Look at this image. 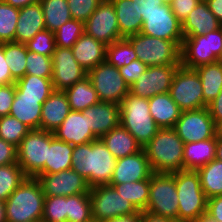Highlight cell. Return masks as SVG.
I'll return each mask as SVG.
<instances>
[{
	"mask_svg": "<svg viewBox=\"0 0 222 222\" xmlns=\"http://www.w3.org/2000/svg\"><path fill=\"white\" fill-rule=\"evenodd\" d=\"M169 93L182 111L204 108L202 83L195 69L180 64L174 73Z\"/></svg>",
	"mask_w": 222,
	"mask_h": 222,
	"instance_id": "30bf717a",
	"label": "cell"
},
{
	"mask_svg": "<svg viewBox=\"0 0 222 222\" xmlns=\"http://www.w3.org/2000/svg\"><path fill=\"white\" fill-rule=\"evenodd\" d=\"M207 108L215 124L222 120V90L218 96L207 105Z\"/></svg>",
	"mask_w": 222,
	"mask_h": 222,
	"instance_id": "6f0895ef",
	"label": "cell"
},
{
	"mask_svg": "<svg viewBox=\"0 0 222 222\" xmlns=\"http://www.w3.org/2000/svg\"><path fill=\"white\" fill-rule=\"evenodd\" d=\"M222 61V25L200 36L184 37L180 49V64L186 68Z\"/></svg>",
	"mask_w": 222,
	"mask_h": 222,
	"instance_id": "5b68a950",
	"label": "cell"
},
{
	"mask_svg": "<svg viewBox=\"0 0 222 222\" xmlns=\"http://www.w3.org/2000/svg\"><path fill=\"white\" fill-rule=\"evenodd\" d=\"M52 57L27 50L26 72L42 78H52Z\"/></svg>",
	"mask_w": 222,
	"mask_h": 222,
	"instance_id": "bcb514c9",
	"label": "cell"
},
{
	"mask_svg": "<svg viewBox=\"0 0 222 222\" xmlns=\"http://www.w3.org/2000/svg\"><path fill=\"white\" fill-rule=\"evenodd\" d=\"M102 1L103 0H67L72 18L83 21L84 23Z\"/></svg>",
	"mask_w": 222,
	"mask_h": 222,
	"instance_id": "c3c4849f",
	"label": "cell"
},
{
	"mask_svg": "<svg viewBox=\"0 0 222 222\" xmlns=\"http://www.w3.org/2000/svg\"><path fill=\"white\" fill-rule=\"evenodd\" d=\"M147 65L140 60H133L130 64L119 69L124 81L130 86L139 79L142 73L147 69Z\"/></svg>",
	"mask_w": 222,
	"mask_h": 222,
	"instance_id": "681fc988",
	"label": "cell"
},
{
	"mask_svg": "<svg viewBox=\"0 0 222 222\" xmlns=\"http://www.w3.org/2000/svg\"><path fill=\"white\" fill-rule=\"evenodd\" d=\"M54 91L52 78L25 74L15 82L17 97L48 98Z\"/></svg>",
	"mask_w": 222,
	"mask_h": 222,
	"instance_id": "836d02e7",
	"label": "cell"
},
{
	"mask_svg": "<svg viewBox=\"0 0 222 222\" xmlns=\"http://www.w3.org/2000/svg\"><path fill=\"white\" fill-rule=\"evenodd\" d=\"M93 134L99 139L120 124V106L113 102L99 101L82 111Z\"/></svg>",
	"mask_w": 222,
	"mask_h": 222,
	"instance_id": "44dd1931",
	"label": "cell"
},
{
	"mask_svg": "<svg viewBox=\"0 0 222 222\" xmlns=\"http://www.w3.org/2000/svg\"><path fill=\"white\" fill-rule=\"evenodd\" d=\"M216 138L185 143L183 170H197L215 159Z\"/></svg>",
	"mask_w": 222,
	"mask_h": 222,
	"instance_id": "f546056e",
	"label": "cell"
},
{
	"mask_svg": "<svg viewBox=\"0 0 222 222\" xmlns=\"http://www.w3.org/2000/svg\"><path fill=\"white\" fill-rule=\"evenodd\" d=\"M47 98L17 97L15 95L10 115L31 130L40 129L42 104Z\"/></svg>",
	"mask_w": 222,
	"mask_h": 222,
	"instance_id": "f1b7e54d",
	"label": "cell"
},
{
	"mask_svg": "<svg viewBox=\"0 0 222 222\" xmlns=\"http://www.w3.org/2000/svg\"><path fill=\"white\" fill-rule=\"evenodd\" d=\"M93 222H104L112 218L137 213L138 210L113 186L98 185L89 189Z\"/></svg>",
	"mask_w": 222,
	"mask_h": 222,
	"instance_id": "8fae6325",
	"label": "cell"
},
{
	"mask_svg": "<svg viewBox=\"0 0 222 222\" xmlns=\"http://www.w3.org/2000/svg\"><path fill=\"white\" fill-rule=\"evenodd\" d=\"M71 156L72 169L86 179L90 188L110 184L117 159L100 138L75 145Z\"/></svg>",
	"mask_w": 222,
	"mask_h": 222,
	"instance_id": "6da1fadb",
	"label": "cell"
},
{
	"mask_svg": "<svg viewBox=\"0 0 222 222\" xmlns=\"http://www.w3.org/2000/svg\"><path fill=\"white\" fill-rule=\"evenodd\" d=\"M195 70L202 83L205 108L222 90V61L202 65Z\"/></svg>",
	"mask_w": 222,
	"mask_h": 222,
	"instance_id": "4dcf8cb0",
	"label": "cell"
},
{
	"mask_svg": "<svg viewBox=\"0 0 222 222\" xmlns=\"http://www.w3.org/2000/svg\"><path fill=\"white\" fill-rule=\"evenodd\" d=\"M42 222H67V197H45Z\"/></svg>",
	"mask_w": 222,
	"mask_h": 222,
	"instance_id": "f6af8a7d",
	"label": "cell"
},
{
	"mask_svg": "<svg viewBox=\"0 0 222 222\" xmlns=\"http://www.w3.org/2000/svg\"><path fill=\"white\" fill-rule=\"evenodd\" d=\"M70 111V104L64 91L54 90L42 104L40 130L53 132Z\"/></svg>",
	"mask_w": 222,
	"mask_h": 222,
	"instance_id": "7402d4cb",
	"label": "cell"
},
{
	"mask_svg": "<svg viewBox=\"0 0 222 222\" xmlns=\"http://www.w3.org/2000/svg\"><path fill=\"white\" fill-rule=\"evenodd\" d=\"M5 3L13 6L14 8L22 9L27 5L34 4L39 2L40 0H3Z\"/></svg>",
	"mask_w": 222,
	"mask_h": 222,
	"instance_id": "6125c7cd",
	"label": "cell"
},
{
	"mask_svg": "<svg viewBox=\"0 0 222 222\" xmlns=\"http://www.w3.org/2000/svg\"><path fill=\"white\" fill-rule=\"evenodd\" d=\"M115 8L120 35L127 38L140 33L143 21L137 16L132 0H110Z\"/></svg>",
	"mask_w": 222,
	"mask_h": 222,
	"instance_id": "1f68e13d",
	"label": "cell"
},
{
	"mask_svg": "<svg viewBox=\"0 0 222 222\" xmlns=\"http://www.w3.org/2000/svg\"><path fill=\"white\" fill-rule=\"evenodd\" d=\"M104 222H141V211L129 215H122Z\"/></svg>",
	"mask_w": 222,
	"mask_h": 222,
	"instance_id": "91938a15",
	"label": "cell"
},
{
	"mask_svg": "<svg viewBox=\"0 0 222 222\" xmlns=\"http://www.w3.org/2000/svg\"><path fill=\"white\" fill-rule=\"evenodd\" d=\"M140 33L156 38L175 41L180 47L184 39L182 23L171 10L170 5H158V9L142 17Z\"/></svg>",
	"mask_w": 222,
	"mask_h": 222,
	"instance_id": "4fadbf2b",
	"label": "cell"
},
{
	"mask_svg": "<svg viewBox=\"0 0 222 222\" xmlns=\"http://www.w3.org/2000/svg\"><path fill=\"white\" fill-rule=\"evenodd\" d=\"M17 163V147L0 138V165Z\"/></svg>",
	"mask_w": 222,
	"mask_h": 222,
	"instance_id": "f5cc1de1",
	"label": "cell"
},
{
	"mask_svg": "<svg viewBox=\"0 0 222 222\" xmlns=\"http://www.w3.org/2000/svg\"><path fill=\"white\" fill-rule=\"evenodd\" d=\"M143 149L153 173L183 170L184 142L174 128H160Z\"/></svg>",
	"mask_w": 222,
	"mask_h": 222,
	"instance_id": "7a4b0ae2",
	"label": "cell"
},
{
	"mask_svg": "<svg viewBox=\"0 0 222 222\" xmlns=\"http://www.w3.org/2000/svg\"><path fill=\"white\" fill-rule=\"evenodd\" d=\"M100 139L116 159L135 154L143 149L135 137L121 124Z\"/></svg>",
	"mask_w": 222,
	"mask_h": 222,
	"instance_id": "4316f807",
	"label": "cell"
},
{
	"mask_svg": "<svg viewBox=\"0 0 222 222\" xmlns=\"http://www.w3.org/2000/svg\"><path fill=\"white\" fill-rule=\"evenodd\" d=\"M36 178L42 186L45 197L89 194L90 187L86 179L73 169L54 174H40Z\"/></svg>",
	"mask_w": 222,
	"mask_h": 222,
	"instance_id": "ac0fdd59",
	"label": "cell"
},
{
	"mask_svg": "<svg viewBox=\"0 0 222 222\" xmlns=\"http://www.w3.org/2000/svg\"><path fill=\"white\" fill-rule=\"evenodd\" d=\"M192 222H218L215 220L208 212L201 213L195 220Z\"/></svg>",
	"mask_w": 222,
	"mask_h": 222,
	"instance_id": "be15d7a7",
	"label": "cell"
},
{
	"mask_svg": "<svg viewBox=\"0 0 222 222\" xmlns=\"http://www.w3.org/2000/svg\"><path fill=\"white\" fill-rule=\"evenodd\" d=\"M54 90L64 91L87 77V71L76 61L71 48L56 46L52 55Z\"/></svg>",
	"mask_w": 222,
	"mask_h": 222,
	"instance_id": "e0dca14e",
	"label": "cell"
},
{
	"mask_svg": "<svg viewBox=\"0 0 222 222\" xmlns=\"http://www.w3.org/2000/svg\"><path fill=\"white\" fill-rule=\"evenodd\" d=\"M15 42L26 44L38 32L45 30L43 9L40 1L19 9Z\"/></svg>",
	"mask_w": 222,
	"mask_h": 222,
	"instance_id": "603a6c76",
	"label": "cell"
},
{
	"mask_svg": "<svg viewBox=\"0 0 222 222\" xmlns=\"http://www.w3.org/2000/svg\"><path fill=\"white\" fill-rule=\"evenodd\" d=\"M179 197L175 172L153 173L150 176V194L146 212L178 222Z\"/></svg>",
	"mask_w": 222,
	"mask_h": 222,
	"instance_id": "ba28073f",
	"label": "cell"
},
{
	"mask_svg": "<svg viewBox=\"0 0 222 222\" xmlns=\"http://www.w3.org/2000/svg\"><path fill=\"white\" fill-rule=\"evenodd\" d=\"M135 4L137 17L142 20L148 14L158 9V5H162V0H132Z\"/></svg>",
	"mask_w": 222,
	"mask_h": 222,
	"instance_id": "db71d44e",
	"label": "cell"
},
{
	"mask_svg": "<svg viewBox=\"0 0 222 222\" xmlns=\"http://www.w3.org/2000/svg\"><path fill=\"white\" fill-rule=\"evenodd\" d=\"M180 64L149 66L144 73L129 86L132 95L142 98H152L158 94L170 91L172 79Z\"/></svg>",
	"mask_w": 222,
	"mask_h": 222,
	"instance_id": "2e32d148",
	"label": "cell"
},
{
	"mask_svg": "<svg viewBox=\"0 0 222 222\" xmlns=\"http://www.w3.org/2000/svg\"><path fill=\"white\" fill-rule=\"evenodd\" d=\"M201 0H174L170 5L177 19L183 23L188 14L198 5Z\"/></svg>",
	"mask_w": 222,
	"mask_h": 222,
	"instance_id": "816d5d0a",
	"label": "cell"
},
{
	"mask_svg": "<svg viewBox=\"0 0 222 222\" xmlns=\"http://www.w3.org/2000/svg\"><path fill=\"white\" fill-rule=\"evenodd\" d=\"M119 106L120 124L145 147L160 129L150 115L149 99L129 92Z\"/></svg>",
	"mask_w": 222,
	"mask_h": 222,
	"instance_id": "277c9868",
	"label": "cell"
},
{
	"mask_svg": "<svg viewBox=\"0 0 222 222\" xmlns=\"http://www.w3.org/2000/svg\"><path fill=\"white\" fill-rule=\"evenodd\" d=\"M132 45L138 60L149 66L180 64L181 47L175 42L142 33L126 38Z\"/></svg>",
	"mask_w": 222,
	"mask_h": 222,
	"instance_id": "52a82bcc",
	"label": "cell"
},
{
	"mask_svg": "<svg viewBox=\"0 0 222 222\" xmlns=\"http://www.w3.org/2000/svg\"><path fill=\"white\" fill-rule=\"evenodd\" d=\"M210 11L216 16L218 22L222 25V0H207Z\"/></svg>",
	"mask_w": 222,
	"mask_h": 222,
	"instance_id": "680465c9",
	"label": "cell"
},
{
	"mask_svg": "<svg viewBox=\"0 0 222 222\" xmlns=\"http://www.w3.org/2000/svg\"><path fill=\"white\" fill-rule=\"evenodd\" d=\"M4 55L11 77L15 81L22 78L26 72V45L15 41L4 42Z\"/></svg>",
	"mask_w": 222,
	"mask_h": 222,
	"instance_id": "74e56055",
	"label": "cell"
},
{
	"mask_svg": "<svg viewBox=\"0 0 222 222\" xmlns=\"http://www.w3.org/2000/svg\"><path fill=\"white\" fill-rule=\"evenodd\" d=\"M0 222H7L6 221L5 202L4 201H0Z\"/></svg>",
	"mask_w": 222,
	"mask_h": 222,
	"instance_id": "03108f58",
	"label": "cell"
},
{
	"mask_svg": "<svg viewBox=\"0 0 222 222\" xmlns=\"http://www.w3.org/2000/svg\"><path fill=\"white\" fill-rule=\"evenodd\" d=\"M174 129L184 144L216 138L215 122L207 107L182 111Z\"/></svg>",
	"mask_w": 222,
	"mask_h": 222,
	"instance_id": "5bb4252c",
	"label": "cell"
},
{
	"mask_svg": "<svg viewBox=\"0 0 222 222\" xmlns=\"http://www.w3.org/2000/svg\"><path fill=\"white\" fill-rule=\"evenodd\" d=\"M175 184L179 197L178 222H192L206 212L207 198L196 170L175 172Z\"/></svg>",
	"mask_w": 222,
	"mask_h": 222,
	"instance_id": "8992f818",
	"label": "cell"
},
{
	"mask_svg": "<svg viewBox=\"0 0 222 222\" xmlns=\"http://www.w3.org/2000/svg\"><path fill=\"white\" fill-rule=\"evenodd\" d=\"M19 9L0 0V43L15 41Z\"/></svg>",
	"mask_w": 222,
	"mask_h": 222,
	"instance_id": "7bdbcfd3",
	"label": "cell"
},
{
	"mask_svg": "<svg viewBox=\"0 0 222 222\" xmlns=\"http://www.w3.org/2000/svg\"><path fill=\"white\" fill-rule=\"evenodd\" d=\"M49 131L31 130L17 147V163L27 177L45 174Z\"/></svg>",
	"mask_w": 222,
	"mask_h": 222,
	"instance_id": "9c48e42d",
	"label": "cell"
},
{
	"mask_svg": "<svg viewBox=\"0 0 222 222\" xmlns=\"http://www.w3.org/2000/svg\"><path fill=\"white\" fill-rule=\"evenodd\" d=\"M215 159L222 161V139L216 138Z\"/></svg>",
	"mask_w": 222,
	"mask_h": 222,
	"instance_id": "e7e4bbea",
	"label": "cell"
},
{
	"mask_svg": "<svg viewBox=\"0 0 222 222\" xmlns=\"http://www.w3.org/2000/svg\"><path fill=\"white\" fill-rule=\"evenodd\" d=\"M206 212L218 222H222V195L207 199Z\"/></svg>",
	"mask_w": 222,
	"mask_h": 222,
	"instance_id": "9f6ffc18",
	"label": "cell"
},
{
	"mask_svg": "<svg viewBox=\"0 0 222 222\" xmlns=\"http://www.w3.org/2000/svg\"><path fill=\"white\" fill-rule=\"evenodd\" d=\"M15 97V83L0 85V117L10 115Z\"/></svg>",
	"mask_w": 222,
	"mask_h": 222,
	"instance_id": "f907efd6",
	"label": "cell"
},
{
	"mask_svg": "<svg viewBox=\"0 0 222 222\" xmlns=\"http://www.w3.org/2000/svg\"><path fill=\"white\" fill-rule=\"evenodd\" d=\"M16 81L11 77L9 65L6 63L4 55V42L0 43V85H8Z\"/></svg>",
	"mask_w": 222,
	"mask_h": 222,
	"instance_id": "11a10c76",
	"label": "cell"
},
{
	"mask_svg": "<svg viewBox=\"0 0 222 222\" xmlns=\"http://www.w3.org/2000/svg\"><path fill=\"white\" fill-rule=\"evenodd\" d=\"M31 129L14 116L0 117V138L18 147Z\"/></svg>",
	"mask_w": 222,
	"mask_h": 222,
	"instance_id": "b9f144b4",
	"label": "cell"
},
{
	"mask_svg": "<svg viewBox=\"0 0 222 222\" xmlns=\"http://www.w3.org/2000/svg\"><path fill=\"white\" fill-rule=\"evenodd\" d=\"M106 44L85 32L71 48L76 61L87 71L106 61Z\"/></svg>",
	"mask_w": 222,
	"mask_h": 222,
	"instance_id": "cb8c5ba5",
	"label": "cell"
},
{
	"mask_svg": "<svg viewBox=\"0 0 222 222\" xmlns=\"http://www.w3.org/2000/svg\"><path fill=\"white\" fill-rule=\"evenodd\" d=\"M45 195L36 177H27L5 201L7 222L41 221Z\"/></svg>",
	"mask_w": 222,
	"mask_h": 222,
	"instance_id": "3957f363",
	"label": "cell"
},
{
	"mask_svg": "<svg viewBox=\"0 0 222 222\" xmlns=\"http://www.w3.org/2000/svg\"><path fill=\"white\" fill-rule=\"evenodd\" d=\"M137 55L126 39L122 38L106 46V61L115 68L120 69L136 60Z\"/></svg>",
	"mask_w": 222,
	"mask_h": 222,
	"instance_id": "ab89813d",
	"label": "cell"
},
{
	"mask_svg": "<svg viewBox=\"0 0 222 222\" xmlns=\"http://www.w3.org/2000/svg\"><path fill=\"white\" fill-rule=\"evenodd\" d=\"M138 211H145L150 194V179L124 184H109Z\"/></svg>",
	"mask_w": 222,
	"mask_h": 222,
	"instance_id": "e575fe53",
	"label": "cell"
},
{
	"mask_svg": "<svg viewBox=\"0 0 222 222\" xmlns=\"http://www.w3.org/2000/svg\"><path fill=\"white\" fill-rule=\"evenodd\" d=\"M27 178L18 163L0 165V201H6Z\"/></svg>",
	"mask_w": 222,
	"mask_h": 222,
	"instance_id": "f35d334b",
	"label": "cell"
},
{
	"mask_svg": "<svg viewBox=\"0 0 222 222\" xmlns=\"http://www.w3.org/2000/svg\"><path fill=\"white\" fill-rule=\"evenodd\" d=\"M85 33L109 45L123 37L120 35L115 8L110 0H103L84 23Z\"/></svg>",
	"mask_w": 222,
	"mask_h": 222,
	"instance_id": "9a60e30c",
	"label": "cell"
},
{
	"mask_svg": "<svg viewBox=\"0 0 222 222\" xmlns=\"http://www.w3.org/2000/svg\"><path fill=\"white\" fill-rule=\"evenodd\" d=\"M149 111L160 128H174L182 113L169 92L149 98Z\"/></svg>",
	"mask_w": 222,
	"mask_h": 222,
	"instance_id": "484cf974",
	"label": "cell"
},
{
	"mask_svg": "<svg viewBox=\"0 0 222 222\" xmlns=\"http://www.w3.org/2000/svg\"><path fill=\"white\" fill-rule=\"evenodd\" d=\"M174 0H162L163 4L165 5H171Z\"/></svg>",
	"mask_w": 222,
	"mask_h": 222,
	"instance_id": "a7ac6f4b",
	"label": "cell"
},
{
	"mask_svg": "<svg viewBox=\"0 0 222 222\" xmlns=\"http://www.w3.org/2000/svg\"><path fill=\"white\" fill-rule=\"evenodd\" d=\"M221 27L216 16L210 11L206 1H200L182 23L184 37L200 36Z\"/></svg>",
	"mask_w": 222,
	"mask_h": 222,
	"instance_id": "d4e9b609",
	"label": "cell"
},
{
	"mask_svg": "<svg viewBox=\"0 0 222 222\" xmlns=\"http://www.w3.org/2000/svg\"><path fill=\"white\" fill-rule=\"evenodd\" d=\"M64 93L73 111L82 112L99 102L97 92L88 77L65 89Z\"/></svg>",
	"mask_w": 222,
	"mask_h": 222,
	"instance_id": "d6a6232c",
	"label": "cell"
},
{
	"mask_svg": "<svg viewBox=\"0 0 222 222\" xmlns=\"http://www.w3.org/2000/svg\"><path fill=\"white\" fill-rule=\"evenodd\" d=\"M67 222H93L89 194L67 196Z\"/></svg>",
	"mask_w": 222,
	"mask_h": 222,
	"instance_id": "60d3db41",
	"label": "cell"
},
{
	"mask_svg": "<svg viewBox=\"0 0 222 222\" xmlns=\"http://www.w3.org/2000/svg\"><path fill=\"white\" fill-rule=\"evenodd\" d=\"M196 171L207 199L222 195V161L214 159Z\"/></svg>",
	"mask_w": 222,
	"mask_h": 222,
	"instance_id": "d590c367",
	"label": "cell"
},
{
	"mask_svg": "<svg viewBox=\"0 0 222 222\" xmlns=\"http://www.w3.org/2000/svg\"><path fill=\"white\" fill-rule=\"evenodd\" d=\"M99 101L120 104L129 93V85L124 81L119 69L104 61L87 72Z\"/></svg>",
	"mask_w": 222,
	"mask_h": 222,
	"instance_id": "7c38bea8",
	"label": "cell"
},
{
	"mask_svg": "<svg viewBox=\"0 0 222 222\" xmlns=\"http://www.w3.org/2000/svg\"><path fill=\"white\" fill-rule=\"evenodd\" d=\"M152 174L148 158L142 149L135 154L116 160L110 184H124L150 179Z\"/></svg>",
	"mask_w": 222,
	"mask_h": 222,
	"instance_id": "d6986e66",
	"label": "cell"
},
{
	"mask_svg": "<svg viewBox=\"0 0 222 222\" xmlns=\"http://www.w3.org/2000/svg\"><path fill=\"white\" fill-rule=\"evenodd\" d=\"M141 222H177L170 218L160 217L146 211L141 212Z\"/></svg>",
	"mask_w": 222,
	"mask_h": 222,
	"instance_id": "94428289",
	"label": "cell"
},
{
	"mask_svg": "<svg viewBox=\"0 0 222 222\" xmlns=\"http://www.w3.org/2000/svg\"><path fill=\"white\" fill-rule=\"evenodd\" d=\"M84 32V22L72 18L54 32L56 46L72 48Z\"/></svg>",
	"mask_w": 222,
	"mask_h": 222,
	"instance_id": "ee69618b",
	"label": "cell"
},
{
	"mask_svg": "<svg viewBox=\"0 0 222 222\" xmlns=\"http://www.w3.org/2000/svg\"><path fill=\"white\" fill-rule=\"evenodd\" d=\"M27 50L52 57L56 49L55 33L47 29L38 32L26 44Z\"/></svg>",
	"mask_w": 222,
	"mask_h": 222,
	"instance_id": "7dc6e473",
	"label": "cell"
},
{
	"mask_svg": "<svg viewBox=\"0 0 222 222\" xmlns=\"http://www.w3.org/2000/svg\"><path fill=\"white\" fill-rule=\"evenodd\" d=\"M54 136L71 145H80L98 139L90 129L87 115L71 110L61 125L53 131Z\"/></svg>",
	"mask_w": 222,
	"mask_h": 222,
	"instance_id": "ffe728a7",
	"label": "cell"
},
{
	"mask_svg": "<svg viewBox=\"0 0 222 222\" xmlns=\"http://www.w3.org/2000/svg\"><path fill=\"white\" fill-rule=\"evenodd\" d=\"M73 149V145L57 139L53 132L49 131V148L45 161V174H54L72 169L71 155Z\"/></svg>",
	"mask_w": 222,
	"mask_h": 222,
	"instance_id": "83f0119b",
	"label": "cell"
},
{
	"mask_svg": "<svg viewBox=\"0 0 222 222\" xmlns=\"http://www.w3.org/2000/svg\"><path fill=\"white\" fill-rule=\"evenodd\" d=\"M216 138L222 139V120L215 124Z\"/></svg>",
	"mask_w": 222,
	"mask_h": 222,
	"instance_id": "003e7915",
	"label": "cell"
},
{
	"mask_svg": "<svg viewBox=\"0 0 222 222\" xmlns=\"http://www.w3.org/2000/svg\"><path fill=\"white\" fill-rule=\"evenodd\" d=\"M45 28L55 32L61 25L72 19L67 0H40Z\"/></svg>",
	"mask_w": 222,
	"mask_h": 222,
	"instance_id": "8d00e7d4",
	"label": "cell"
}]
</instances>
